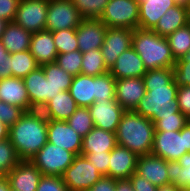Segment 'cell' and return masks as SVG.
Here are the masks:
<instances>
[{
  "instance_id": "1",
  "label": "cell",
  "mask_w": 190,
  "mask_h": 191,
  "mask_svg": "<svg viewBox=\"0 0 190 191\" xmlns=\"http://www.w3.org/2000/svg\"><path fill=\"white\" fill-rule=\"evenodd\" d=\"M143 82L146 94L134 112L149 118L153 123L161 117L181 113L176 99L178 86L173 80L172 68L147 70L143 75Z\"/></svg>"
},
{
  "instance_id": "2",
  "label": "cell",
  "mask_w": 190,
  "mask_h": 191,
  "mask_svg": "<svg viewBox=\"0 0 190 191\" xmlns=\"http://www.w3.org/2000/svg\"><path fill=\"white\" fill-rule=\"evenodd\" d=\"M48 119L40 110L26 111L9 127V140L20 160H28L48 142Z\"/></svg>"
},
{
  "instance_id": "3",
  "label": "cell",
  "mask_w": 190,
  "mask_h": 191,
  "mask_svg": "<svg viewBox=\"0 0 190 191\" xmlns=\"http://www.w3.org/2000/svg\"><path fill=\"white\" fill-rule=\"evenodd\" d=\"M155 127L149 119L133 110L125 111L116 131L117 145L127 148L137 156L151 154Z\"/></svg>"
},
{
  "instance_id": "4",
  "label": "cell",
  "mask_w": 190,
  "mask_h": 191,
  "mask_svg": "<svg viewBox=\"0 0 190 191\" xmlns=\"http://www.w3.org/2000/svg\"><path fill=\"white\" fill-rule=\"evenodd\" d=\"M132 47L140 56L147 70L172 68L175 65L166 37L150 29L136 28L133 31Z\"/></svg>"
},
{
  "instance_id": "5",
  "label": "cell",
  "mask_w": 190,
  "mask_h": 191,
  "mask_svg": "<svg viewBox=\"0 0 190 191\" xmlns=\"http://www.w3.org/2000/svg\"><path fill=\"white\" fill-rule=\"evenodd\" d=\"M116 79L106 72L97 76L78 74L73 76L69 93L78 107L89 108L102 99H115Z\"/></svg>"
},
{
  "instance_id": "6",
  "label": "cell",
  "mask_w": 190,
  "mask_h": 191,
  "mask_svg": "<svg viewBox=\"0 0 190 191\" xmlns=\"http://www.w3.org/2000/svg\"><path fill=\"white\" fill-rule=\"evenodd\" d=\"M76 155L71 151L47 142L32 158L31 162L42 175L62 177Z\"/></svg>"
},
{
  "instance_id": "7",
  "label": "cell",
  "mask_w": 190,
  "mask_h": 191,
  "mask_svg": "<svg viewBox=\"0 0 190 191\" xmlns=\"http://www.w3.org/2000/svg\"><path fill=\"white\" fill-rule=\"evenodd\" d=\"M107 27L139 28L138 0H109L99 18Z\"/></svg>"
},
{
  "instance_id": "8",
  "label": "cell",
  "mask_w": 190,
  "mask_h": 191,
  "mask_svg": "<svg viewBox=\"0 0 190 191\" xmlns=\"http://www.w3.org/2000/svg\"><path fill=\"white\" fill-rule=\"evenodd\" d=\"M102 175L83 155H76L72 164L62 175L63 182L69 191H87Z\"/></svg>"
},
{
  "instance_id": "9",
  "label": "cell",
  "mask_w": 190,
  "mask_h": 191,
  "mask_svg": "<svg viewBox=\"0 0 190 191\" xmlns=\"http://www.w3.org/2000/svg\"><path fill=\"white\" fill-rule=\"evenodd\" d=\"M82 20L71 0H49L45 30L77 29Z\"/></svg>"
},
{
  "instance_id": "10",
  "label": "cell",
  "mask_w": 190,
  "mask_h": 191,
  "mask_svg": "<svg viewBox=\"0 0 190 191\" xmlns=\"http://www.w3.org/2000/svg\"><path fill=\"white\" fill-rule=\"evenodd\" d=\"M31 106L40 110L56 94L63 91V86H53L46 79L42 66H38L23 78Z\"/></svg>"
},
{
  "instance_id": "11",
  "label": "cell",
  "mask_w": 190,
  "mask_h": 191,
  "mask_svg": "<svg viewBox=\"0 0 190 191\" xmlns=\"http://www.w3.org/2000/svg\"><path fill=\"white\" fill-rule=\"evenodd\" d=\"M49 0H20L14 23L31 33L45 30Z\"/></svg>"
},
{
  "instance_id": "12",
  "label": "cell",
  "mask_w": 190,
  "mask_h": 191,
  "mask_svg": "<svg viewBox=\"0 0 190 191\" xmlns=\"http://www.w3.org/2000/svg\"><path fill=\"white\" fill-rule=\"evenodd\" d=\"M188 153L185 147V126L180 131H155L151 154L166 161H177Z\"/></svg>"
},
{
  "instance_id": "13",
  "label": "cell",
  "mask_w": 190,
  "mask_h": 191,
  "mask_svg": "<svg viewBox=\"0 0 190 191\" xmlns=\"http://www.w3.org/2000/svg\"><path fill=\"white\" fill-rule=\"evenodd\" d=\"M133 31L130 28L108 27L100 50L109 70L115 64L117 58L132 47Z\"/></svg>"
},
{
  "instance_id": "14",
  "label": "cell",
  "mask_w": 190,
  "mask_h": 191,
  "mask_svg": "<svg viewBox=\"0 0 190 191\" xmlns=\"http://www.w3.org/2000/svg\"><path fill=\"white\" fill-rule=\"evenodd\" d=\"M94 127L116 133L124 110L115 99H102L89 107Z\"/></svg>"
},
{
  "instance_id": "15",
  "label": "cell",
  "mask_w": 190,
  "mask_h": 191,
  "mask_svg": "<svg viewBox=\"0 0 190 191\" xmlns=\"http://www.w3.org/2000/svg\"><path fill=\"white\" fill-rule=\"evenodd\" d=\"M82 139L67 121L48 119L47 141L63 149L80 155L82 150Z\"/></svg>"
},
{
  "instance_id": "16",
  "label": "cell",
  "mask_w": 190,
  "mask_h": 191,
  "mask_svg": "<svg viewBox=\"0 0 190 191\" xmlns=\"http://www.w3.org/2000/svg\"><path fill=\"white\" fill-rule=\"evenodd\" d=\"M107 29L100 19H83L76 29L79 51L83 54L100 49Z\"/></svg>"
},
{
  "instance_id": "17",
  "label": "cell",
  "mask_w": 190,
  "mask_h": 191,
  "mask_svg": "<svg viewBox=\"0 0 190 191\" xmlns=\"http://www.w3.org/2000/svg\"><path fill=\"white\" fill-rule=\"evenodd\" d=\"M6 177L14 191H36L42 174L31 161L21 160Z\"/></svg>"
},
{
  "instance_id": "18",
  "label": "cell",
  "mask_w": 190,
  "mask_h": 191,
  "mask_svg": "<svg viewBox=\"0 0 190 191\" xmlns=\"http://www.w3.org/2000/svg\"><path fill=\"white\" fill-rule=\"evenodd\" d=\"M145 94L143 77L116 79L115 100L124 110H134Z\"/></svg>"
},
{
  "instance_id": "19",
  "label": "cell",
  "mask_w": 190,
  "mask_h": 191,
  "mask_svg": "<svg viewBox=\"0 0 190 191\" xmlns=\"http://www.w3.org/2000/svg\"><path fill=\"white\" fill-rule=\"evenodd\" d=\"M136 173L156 187L170 185L167 174V161L152 154L138 156Z\"/></svg>"
},
{
  "instance_id": "20",
  "label": "cell",
  "mask_w": 190,
  "mask_h": 191,
  "mask_svg": "<svg viewBox=\"0 0 190 191\" xmlns=\"http://www.w3.org/2000/svg\"><path fill=\"white\" fill-rule=\"evenodd\" d=\"M138 156L132 151L117 145L110 151L107 177L112 179H129L136 172Z\"/></svg>"
},
{
  "instance_id": "21",
  "label": "cell",
  "mask_w": 190,
  "mask_h": 191,
  "mask_svg": "<svg viewBox=\"0 0 190 191\" xmlns=\"http://www.w3.org/2000/svg\"><path fill=\"white\" fill-rule=\"evenodd\" d=\"M109 72L115 79L141 78L147 69L134 48L130 47L117 58Z\"/></svg>"
},
{
  "instance_id": "22",
  "label": "cell",
  "mask_w": 190,
  "mask_h": 191,
  "mask_svg": "<svg viewBox=\"0 0 190 191\" xmlns=\"http://www.w3.org/2000/svg\"><path fill=\"white\" fill-rule=\"evenodd\" d=\"M0 95L2 102L21 107L25 111L35 110L30 104L23 78L0 79Z\"/></svg>"
},
{
  "instance_id": "23",
  "label": "cell",
  "mask_w": 190,
  "mask_h": 191,
  "mask_svg": "<svg viewBox=\"0 0 190 191\" xmlns=\"http://www.w3.org/2000/svg\"><path fill=\"white\" fill-rule=\"evenodd\" d=\"M29 51L39 66L54 63L58 52L51 31L32 33Z\"/></svg>"
},
{
  "instance_id": "24",
  "label": "cell",
  "mask_w": 190,
  "mask_h": 191,
  "mask_svg": "<svg viewBox=\"0 0 190 191\" xmlns=\"http://www.w3.org/2000/svg\"><path fill=\"white\" fill-rule=\"evenodd\" d=\"M139 28L152 30L165 12L174 6V0H138Z\"/></svg>"
},
{
  "instance_id": "25",
  "label": "cell",
  "mask_w": 190,
  "mask_h": 191,
  "mask_svg": "<svg viewBox=\"0 0 190 191\" xmlns=\"http://www.w3.org/2000/svg\"><path fill=\"white\" fill-rule=\"evenodd\" d=\"M78 108L68 90L61 91L49 100L40 111L47 119L66 121Z\"/></svg>"
},
{
  "instance_id": "26",
  "label": "cell",
  "mask_w": 190,
  "mask_h": 191,
  "mask_svg": "<svg viewBox=\"0 0 190 191\" xmlns=\"http://www.w3.org/2000/svg\"><path fill=\"white\" fill-rule=\"evenodd\" d=\"M190 22V9L176 5L169 8L152 29L162 37H167Z\"/></svg>"
},
{
  "instance_id": "27",
  "label": "cell",
  "mask_w": 190,
  "mask_h": 191,
  "mask_svg": "<svg viewBox=\"0 0 190 191\" xmlns=\"http://www.w3.org/2000/svg\"><path fill=\"white\" fill-rule=\"evenodd\" d=\"M116 146V133L94 127L83 137L81 153L110 152Z\"/></svg>"
},
{
  "instance_id": "28",
  "label": "cell",
  "mask_w": 190,
  "mask_h": 191,
  "mask_svg": "<svg viewBox=\"0 0 190 191\" xmlns=\"http://www.w3.org/2000/svg\"><path fill=\"white\" fill-rule=\"evenodd\" d=\"M32 33L14 22H9L1 35V42L9 54L29 50Z\"/></svg>"
},
{
  "instance_id": "29",
  "label": "cell",
  "mask_w": 190,
  "mask_h": 191,
  "mask_svg": "<svg viewBox=\"0 0 190 191\" xmlns=\"http://www.w3.org/2000/svg\"><path fill=\"white\" fill-rule=\"evenodd\" d=\"M167 174L170 184L190 190V152L183 154L177 161H167Z\"/></svg>"
},
{
  "instance_id": "30",
  "label": "cell",
  "mask_w": 190,
  "mask_h": 191,
  "mask_svg": "<svg viewBox=\"0 0 190 191\" xmlns=\"http://www.w3.org/2000/svg\"><path fill=\"white\" fill-rule=\"evenodd\" d=\"M39 65L29 50L9 54L12 77L24 78Z\"/></svg>"
},
{
  "instance_id": "31",
  "label": "cell",
  "mask_w": 190,
  "mask_h": 191,
  "mask_svg": "<svg viewBox=\"0 0 190 191\" xmlns=\"http://www.w3.org/2000/svg\"><path fill=\"white\" fill-rule=\"evenodd\" d=\"M166 38L174 59L182 58L190 49V22Z\"/></svg>"
},
{
  "instance_id": "32",
  "label": "cell",
  "mask_w": 190,
  "mask_h": 191,
  "mask_svg": "<svg viewBox=\"0 0 190 191\" xmlns=\"http://www.w3.org/2000/svg\"><path fill=\"white\" fill-rule=\"evenodd\" d=\"M100 49L83 53L80 74L97 76L108 72Z\"/></svg>"
},
{
  "instance_id": "33",
  "label": "cell",
  "mask_w": 190,
  "mask_h": 191,
  "mask_svg": "<svg viewBox=\"0 0 190 191\" xmlns=\"http://www.w3.org/2000/svg\"><path fill=\"white\" fill-rule=\"evenodd\" d=\"M66 121L82 137L94 128L91 113L87 107H78Z\"/></svg>"
},
{
  "instance_id": "34",
  "label": "cell",
  "mask_w": 190,
  "mask_h": 191,
  "mask_svg": "<svg viewBox=\"0 0 190 191\" xmlns=\"http://www.w3.org/2000/svg\"><path fill=\"white\" fill-rule=\"evenodd\" d=\"M83 19H99L109 0H71Z\"/></svg>"
},
{
  "instance_id": "35",
  "label": "cell",
  "mask_w": 190,
  "mask_h": 191,
  "mask_svg": "<svg viewBox=\"0 0 190 191\" xmlns=\"http://www.w3.org/2000/svg\"><path fill=\"white\" fill-rule=\"evenodd\" d=\"M20 161L9 138L0 141V176H6Z\"/></svg>"
},
{
  "instance_id": "36",
  "label": "cell",
  "mask_w": 190,
  "mask_h": 191,
  "mask_svg": "<svg viewBox=\"0 0 190 191\" xmlns=\"http://www.w3.org/2000/svg\"><path fill=\"white\" fill-rule=\"evenodd\" d=\"M45 77L53 86H63V91L69 90L73 76L62 69L56 62L42 65Z\"/></svg>"
},
{
  "instance_id": "37",
  "label": "cell",
  "mask_w": 190,
  "mask_h": 191,
  "mask_svg": "<svg viewBox=\"0 0 190 191\" xmlns=\"http://www.w3.org/2000/svg\"><path fill=\"white\" fill-rule=\"evenodd\" d=\"M58 54L79 50L76 29H66L52 32Z\"/></svg>"
},
{
  "instance_id": "38",
  "label": "cell",
  "mask_w": 190,
  "mask_h": 191,
  "mask_svg": "<svg viewBox=\"0 0 190 191\" xmlns=\"http://www.w3.org/2000/svg\"><path fill=\"white\" fill-rule=\"evenodd\" d=\"M82 56L79 50L62 53L57 55L55 62L67 73L76 76L81 72Z\"/></svg>"
},
{
  "instance_id": "39",
  "label": "cell",
  "mask_w": 190,
  "mask_h": 191,
  "mask_svg": "<svg viewBox=\"0 0 190 191\" xmlns=\"http://www.w3.org/2000/svg\"><path fill=\"white\" fill-rule=\"evenodd\" d=\"M190 120L182 113L161 117L154 123L155 131H180Z\"/></svg>"
},
{
  "instance_id": "40",
  "label": "cell",
  "mask_w": 190,
  "mask_h": 191,
  "mask_svg": "<svg viewBox=\"0 0 190 191\" xmlns=\"http://www.w3.org/2000/svg\"><path fill=\"white\" fill-rule=\"evenodd\" d=\"M26 111L21 107L13 106L5 102L0 103V122L8 127L17 122Z\"/></svg>"
},
{
  "instance_id": "41",
  "label": "cell",
  "mask_w": 190,
  "mask_h": 191,
  "mask_svg": "<svg viewBox=\"0 0 190 191\" xmlns=\"http://www.w3.org/2000/svg\"><path fill=\"white\" fill-rule=\"evenodd\" d=\"M87 158V160L93 163V166L98 170L102 176L107 177L109 170V158L110 152L103 153H80Z\"/></svg>"
},
{
  "instance_id": "42",
  "label": "cell",
  "mask_w": 190,
  "mask_h": 191,
  "mask_svg": "<svg viewBox=\"0 0 190 191\" xmlns=\"http://www.w3.org/2000/svg\"><path fill=\"white\" fill-rule=\"evenodd\" d=\"M36 191H69V189L62 177L42 175Z\"/></svg>"
},
{
  "instance_id": "43",
  "label": "cell",
  "mask_w": 190,
  "mask_h": 191,
  "mask_svg": "<svg viewBox=\"0 0 190 191\" xmlns=\"http://www.w3.org/2000/svg\"><path fill=\"white\" fill-rule=\"evenodd\" d=\"M20 0H0V18L13 22Z\"/></svg>"
},
{
  "instance_id": "44",
  "label": "cell",
  "mask_w": 190,
  "mask_h": 191,
  "mask_svg": "<svg viewBox=\"0 0 190 191\" xmlns=\"http://www.w3.org/2000/svg\"><path fill=\"white\" fill-rule=\"evenodd\" d=\"M176 99L180 112L190 120V86L178 87Z\"/></svg>"
},
{
  "instance_id": "45",
  "label": "cell",
  "mask_w": 190,
  "mask_h": 191,
  "mask_svg": "<svg viewBox=\"0 0 190 191\" xmlns=\"http://www.w3.org/2000/svg\"><path fill=\"white\" fill-rule=\"evenodd\" d=\"M129 179L135 191H157L158 189V187L150 183L144 177L138 175L136 172H134Z\"/></svg>"
},
{
  "instance_id": "46",
  "label": "cell",
  "mask_w": 190,
  "mask_h": 191,
  "mask_svg": "<svg viewBox=\"0 0 190 191\" xmlns=\"http://www.w3.org/2000/svg\"><path fill=\"white\" fill-rule=\"evenodd\" d=\"M173 80L178 87L190 86V67H172Z\"/></svg>"
},
{
  "instance_id": "47",
  "label": "cell",
  "mask_w": 190,
  "mask_h": 191,
  "mask_svg": "<svg viewBox=\"0 0 190 191\" xmlns=\"http://www.w3.org/2000/svg\"><path fill=\"white\" fill-rule=\"evenodd\" d=\"M87 191H115V179L102 176L101 179Z\"/></svg>"
},
{
  "instance_id": "48",
  "label": "cell",
  "mask_w": 190,
  "mask_h": 191,
  "mask_svg": "<svg viewBox=\"0 0 190 191\" xmlns=\"http://www.w3.org/2000/svg\"><path fill=\"white\" fill-rule=\"evenodd\" d=\"M115 191H135L130 179H115Z\"/></svg>"
},
{
  "instance_id": "49",
  "label": "cell",
  "mask_w": 190,
  "mask_h": 191,
  "mask_svg": "<svg viewBox=\"0 0 190 191\" xmlns=\"http://www.w3.org/2000/svg\"><path fill=\"white\" fill-rule=\"evenodd\" d=\"M12 77V71L9 68V55L6 59V64H0V79Z\"/></svg>"
},
{
  "instance_id": "50",
  "label": "cell",
  "mask_w": 190,
  "mask_h": 191,
  "mask_svg": "<svg viewBox=\"0 0 190 191\" xmlns=\"http://www.w3.org/2000/svg\"><path fill=\"white\" fill-rule=\"evenodd\" d=\"M173 67H190V49L182 58L176 60Z\"/></svg>"
},
{
  "instance_id": "51",
  "label": "cell",
  "mask_w": 190,
  "mask_h": 191,
  "mask_svg": "<svg viewBox=\"0 0 190 191\" xmlns=\"http://www.w3.org/2000/svg\"><path fill=\"white\" fill-rule=\"evenodd\" d=\"M9 138V127L0 122V141Z\"/></svg>"
},
{
  "instance_id": "52",
  "label": "cell",
  "mask_w": 190,
  "mask_h": 191,
  "mask_svg": "<svg viewBox=\"0 0 190 191\" xmlns=\"http://www.w3.org/2000/svg\"><path fill=\"white\" fill-rule=\"evenodd\" d=\"M185 147L190 152V121L185 125Z\"/></svg>"
},
{
  "instance_id": "53",
  "label": "cell",
  "mask_w": 190,
  "mask_h": 191,
  "mask_svg": "<svg viewBox=\"0 0 190 191\" xmlns=\"http://www.w3.org/2000/svg\"><path fill=\"white\" fill-rule=\"evenodd\" d=\"M9 53L4 48L1 40H0V64H6V59L8 57Z\"/></svg>"
},
{
  "instance_id": "54",
  "label": "cell",
  "mask_w": 190,
  "mask_h": 191,
  "mask_svg": "<svg viewBox=\"0 0 190 191\" xmlns=\"http://www.w3.org/2000/svg\"><path fill=\"white\" fill-rule=\"evenodd\" d=\"M10 185L6 176H0V191H9Z\"/></svg>"
},
{
  "instance_id": "55",
  "label": "cell",
  "mask_w": 190,
  "mask_h": 191,
  "mask_svg": "<svg viewBox=\"0 0 190 191\" xmlns=\"http://www.w3.org/2000/svg\"><path fill=\"white\" fill-rule=\"evenodd\" d=\"M157 191H182V189L179 187H176L173 184H170L167 186L158 187Z\"/></svg>"
},
{
  "instance_id": "56",
  "label": "cell",
  "mask_w": 190,
  "mask_h": 191,
  "mask_svg": "<svg viewBox=\"0 0 190 191\" xmlns=\"http://www.w3.org/2000/svg\"><path fill=\"white\" fill-rule=\"evenodd\" d=\"M176 5L184 6L188 9H190V0H174Z\"/></svg>"
},
{
  "instance_id": "57",
  "label": "cell",
  "mask_w": 190,
  "mask_h": 191,
  "mask_svg": "<svg viewBox=\"0 0 190 191\" xmlns=\"http://www.w3.org/2000/svg\"><path fill=\"white\" fill-rule=\"evenodd\" d=\"M8 23L9 22H7L6 20L0 18V38L3 32L5 31V27Z\"/></svg>"
}]
</instances>
